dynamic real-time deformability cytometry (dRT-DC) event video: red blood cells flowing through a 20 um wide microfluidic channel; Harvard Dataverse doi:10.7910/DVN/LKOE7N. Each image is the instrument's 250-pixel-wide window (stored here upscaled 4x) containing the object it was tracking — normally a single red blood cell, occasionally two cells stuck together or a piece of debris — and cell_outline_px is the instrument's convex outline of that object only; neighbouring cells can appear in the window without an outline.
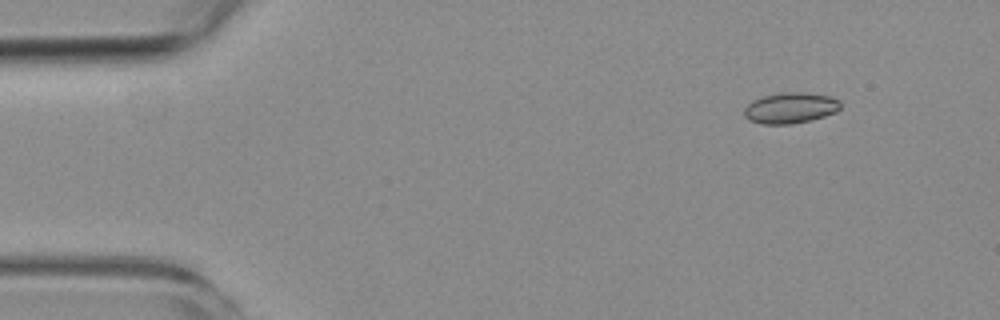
{"species": "common noctule bat (a hibernating species)", "species_latin": "Nyctalus noctula", "temperature_condition": "room temperature", "stored_images_in_passage": 3, "camera_frame_rate_fps": 3000, "um_per_image_px": 0.085, "animal": {"sex": "female", "body_mass_g": 19.3, "forearm_length_mm": 54.1}, "frame": {"image": 1, "passage_image": 1, "time_ms": 0.0, "image_size_px": [1000, 320], "cell_outline_px": [[840, 108], [836, 112], [824, 116], [808, 120], [788, 124], [764, 124], [748, 120], [744, 116], [744, 108], [752, 100], [764, 96], [784, 92], [804, 92], [828, 96], [840, 100]], "centroid_in_image_um": [67.16, 9.17], "position_along_channel_um": 17.8, "area_um2": 17.17}}
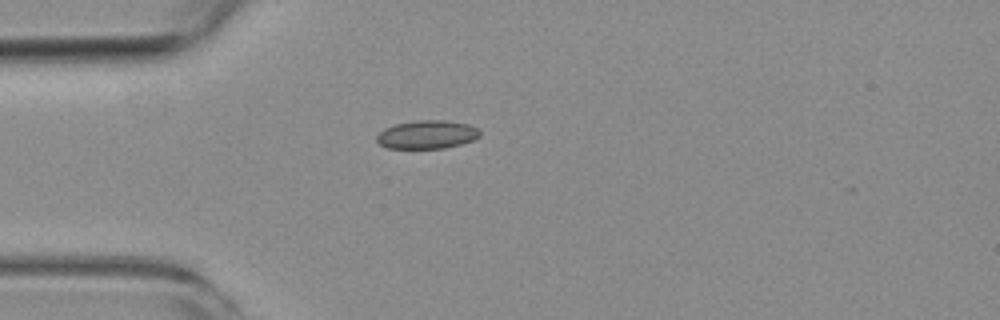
{"frame": {"image": 2, "passage_image": 3, "time_ms": 3.0, "image_size_px": [1000, 320], "cell_outline_px": [[480, 136], [472, 140], [460, 144], [444, 148], [388, 148], [380, 144], [376, 140], [376, 136], [384, 128], [396, 124], [416, 120], [444, 120], [468, 124], [476, 128], [480, 132]], "centroid_in_image_um": [36.28, 11.43], "position_along_channel_um": 48.7, "area_um2": 16.94}}